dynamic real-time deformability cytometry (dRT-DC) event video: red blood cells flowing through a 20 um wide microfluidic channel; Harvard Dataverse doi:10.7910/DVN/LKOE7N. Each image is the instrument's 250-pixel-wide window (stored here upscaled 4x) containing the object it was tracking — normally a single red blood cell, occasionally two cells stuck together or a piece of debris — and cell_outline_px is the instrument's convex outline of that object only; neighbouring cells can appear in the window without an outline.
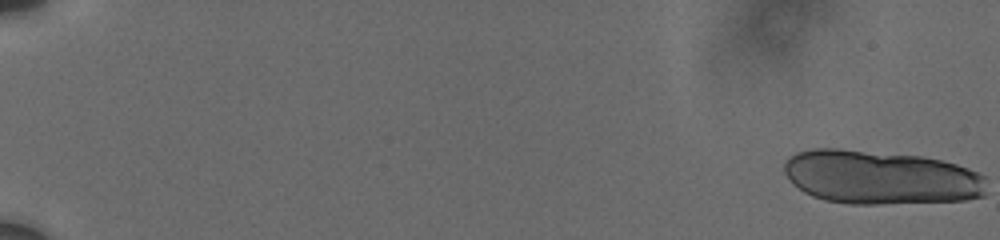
{"species": "human", "species_latin": "Homo sapiens", "temperature_condition": "cold", "stored_images_in_passage": 41, "camera_frame_rate_fps": 3000, "um_per_image_px": 0.085, "donor": {"sex": "male"}, "frame": {"image": 1, "passage_image": 1, "time_ms": 0.0, "image_size_px": [1000, 240], "cell_outline_px": [[984, 196], [964, 200], [880, 204], [848, 204], [828, 200], [812, 196], [804, 192], [784, 172], [784, 164], [796, 152], [812, 148], [836, 148], [924, 156], [956, 164], [968, 168], [984, 176]], "centroid_in_image_um": [74.86, 15.07], "position_along_channel_um": 10.1, "area_um2": 63.35}}